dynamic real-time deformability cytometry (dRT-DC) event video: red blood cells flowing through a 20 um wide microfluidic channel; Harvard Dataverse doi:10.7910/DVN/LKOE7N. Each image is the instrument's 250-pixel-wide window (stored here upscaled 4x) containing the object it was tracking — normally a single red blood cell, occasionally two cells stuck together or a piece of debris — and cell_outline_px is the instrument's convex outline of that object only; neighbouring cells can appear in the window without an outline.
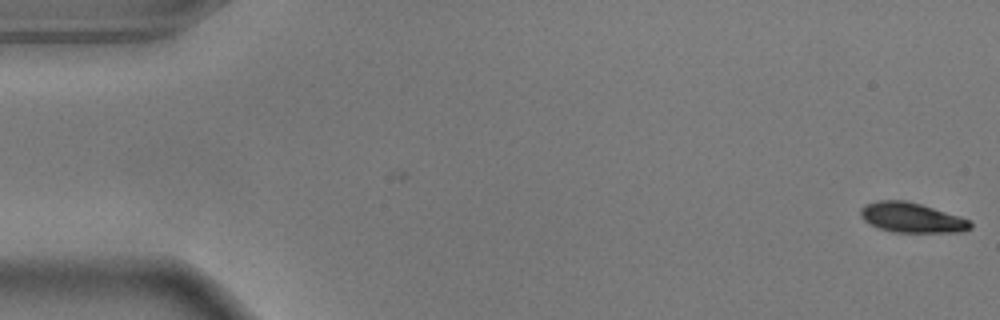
{"species": "common noctule bat (a hibernating species)", "species_latin": "Nyctalus noctula", "temperature_condition": "warm", "stored_images_in_passage": 2, "camera_frame_rate_fps": 3000, "um_per_image_px": 0.085, "animal": {"sex": "male", "body_mass_g": 17.9}, "frame": {"image": 1, "passage_image": 2, "time_ms": 0.333, "image_size_px": [1000, 320], "cell_outline_px": [[972, 228], [964, 232], [892, 232], [880, 228], [864, 220], [860, 216], [860, 208], [864, 204], [876, 200], [908, 200], [960, 216], [968, 220], [972, 224]], "centroid_in_image_um": [77.49, 18.49], "position_along_channel_um": 7.5, "area_um2": 19.25}}